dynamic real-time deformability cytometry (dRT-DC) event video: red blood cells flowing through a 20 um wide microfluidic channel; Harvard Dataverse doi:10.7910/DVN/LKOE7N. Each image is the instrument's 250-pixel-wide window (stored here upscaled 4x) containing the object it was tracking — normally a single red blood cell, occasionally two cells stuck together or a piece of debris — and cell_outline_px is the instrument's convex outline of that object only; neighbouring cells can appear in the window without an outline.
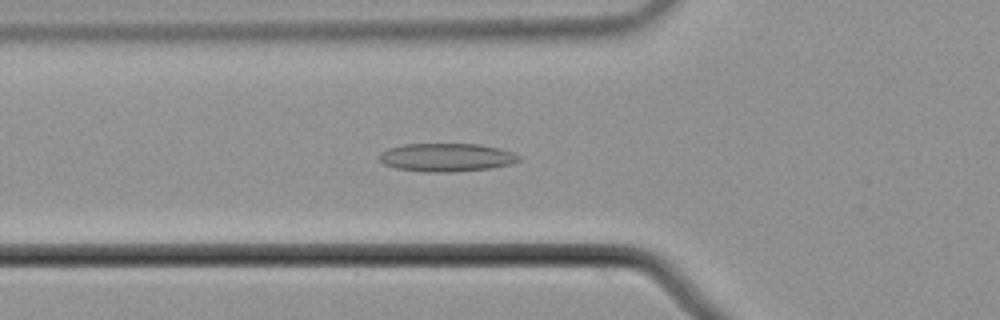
{"species": "common noctule bat (a hibernating species)", "species_latin": "Nyctalus noctula", "temperature_condition": "cold", "stored_images_in_passage": 44, "camera_frame_rate_fps": 3000, "um_per_image_px": 0.085, "animal": {"sex": "male", "body_mass_g": 21.5, "forearm_length_mm": 52.0}, "frame": {"image": 1, "passage_image": 8, "time_ms": 2.333, "image_size_px": [1000, 320], "cell_outline_px": [[520, 160], [512, 164], [492, 168], [452, 172], [424, 172], [396, 168], [384, 164], [376, 160], [380, 152], [388, 148], [404, 144], [480, 144], [512, 152], [520, 156]], "centroid_in_image_um": [37.91, 13.38], "position_along_channel_um": 87.9, "area_um2": 23.18}}
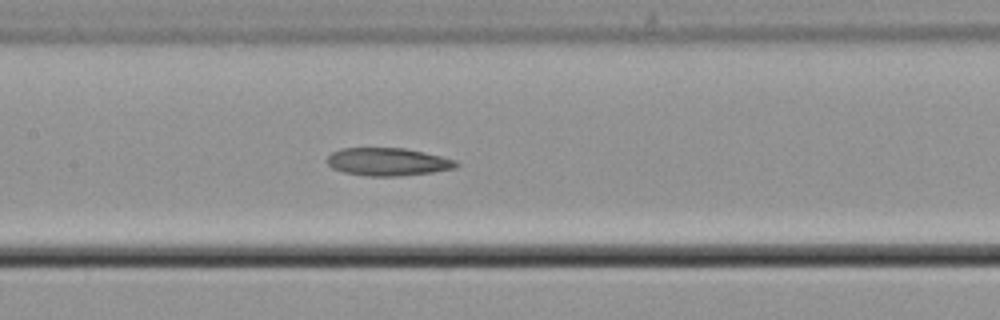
{"frame": {"image": 2, "passage_image": 15, "time_ms": 4.667, "image_size_px": [1000, 320], "cell_outline_px": [[460, 164], [456, 168], [432, 172], [400, 176], [368, 176], [344, 172], [332, 168], [328, 164], [328, 156], [332, 152], [340, 148], [404, 148], [424, 152], [456, 160]], "centroid_in_image_um": [32.98, 13.75], "position_along_channel_um": 174.4, "area_um2": 20.92}}
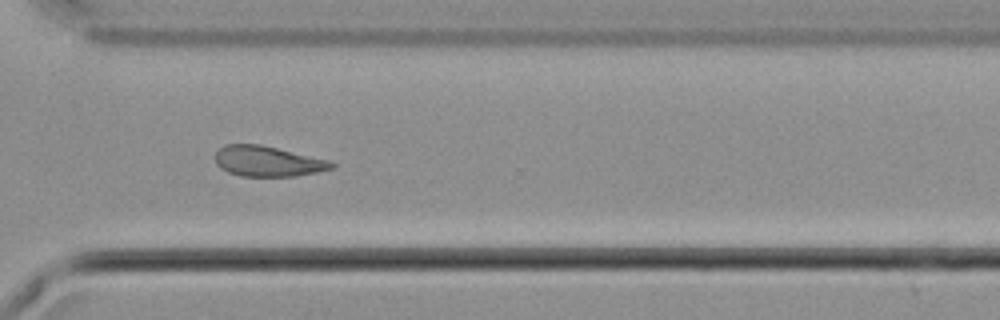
{"frame": {"image": 3, "passage_image": 29, "time_ms": 9.333, "image_size_px": [1000, 320], "cell_outline_px": [[336, 168], [296, 176], [240, 176], [228, 172], [220, 168], [216, 164], [216, 152], [224, 144], [260, 144], [332, 160], [336, 164]], "centroid_in_image_um": [22.8, 13.7], "position_along_channel_um": 347.8, "area_um2": 20.87}}